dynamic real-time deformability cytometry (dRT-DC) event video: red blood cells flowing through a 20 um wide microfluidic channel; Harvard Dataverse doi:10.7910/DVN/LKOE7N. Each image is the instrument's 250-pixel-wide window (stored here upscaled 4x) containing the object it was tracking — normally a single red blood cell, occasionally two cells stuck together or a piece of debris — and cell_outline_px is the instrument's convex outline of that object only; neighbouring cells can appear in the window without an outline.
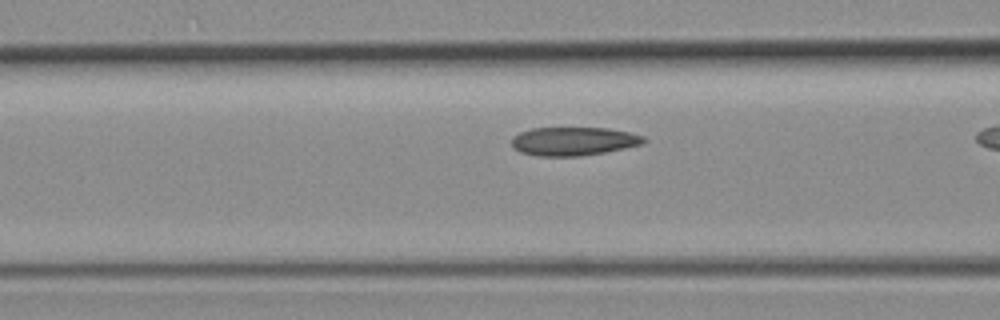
{"species": "common noctule bat (a hibernating species)", "species_latin": "Nyctalus noctula", "temperature_condition": "room temperature", "stored_images_in_passage": 10, "camera_frame_rate_fps": 3000, "um_per_image_px": 0.085, "animal": {"sex": "female", "body_mass_g": 19.3, "forearm_length_mm": 54.1}, "frame": {"image": 1, "passage_image": 6, "time_ms": 1.667, "image_size_px": [1000, 320], "cell_outline_px": [[648, 140], [644, 144], [604, 152], [580, 156], [536, 156], [520, 152], [512, 148], [512, 136], [520, 132], [532, 128], [608, 128], [628, 132], [644, 136]], "centroid_in_image_um": [48.74, 12.01], "position_along_channel_um": 117.9, "area_um2": 22.08}}
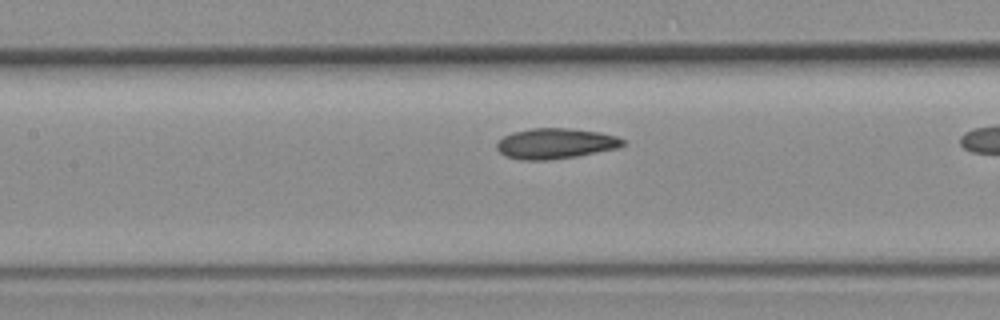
{"frame": {"image": 2, "passage_image": 9, "time_ms": 2.667, "image_size_px": [1000, 320], "cell_outline_px": [[624, 144], [620, 148], [576, 156], [548, 160], [520, 160], [504, 156], [496, 148], [496, 144], [504, 136], [512, 132], [532, 128], [568, 128], [600, 132], [616, 136], [624, 140]], "centroid_in_image_um": [47.21, 12.2], "position_along_channel_um": 160.2, "area_um2": 22.48}}